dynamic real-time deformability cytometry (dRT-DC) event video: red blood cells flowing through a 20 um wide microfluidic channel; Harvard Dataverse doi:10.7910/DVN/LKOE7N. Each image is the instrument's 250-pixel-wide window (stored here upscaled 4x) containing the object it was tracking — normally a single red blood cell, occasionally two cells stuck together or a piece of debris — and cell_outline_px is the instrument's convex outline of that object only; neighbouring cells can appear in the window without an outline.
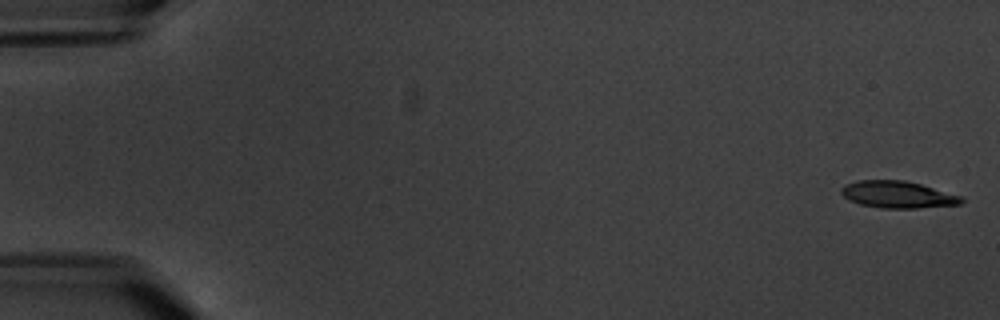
{"species": "common noctule bat (a hibernating species)", "species_latin": "Nyctalus noctula", "temperature_condition": "warm", "stored_images_in_passage": 6, "camera_frame_rate_fps": 3000, "um_per_image_px": 0.085, "animal": {"sex": "male", "body_mass_g": 20.1, "forearm_length_mm": 53.5}, "frame": {"image": 1, "passage_image": 1, "time_ms": 0.0, "image_size_px": [1000, 320], "cell_outline_px": [[964, 200], [960, 204], [916, 208], [880, 208], [860, 204], [848, 200], [840, 192], [840, 188], [844, 184], [856, 180], [904, 180], [920, 184], [964, 196]], "centroid_in_image_um": [76.28, 16.53], "position_along_channel_um": 8.7, "area_um2": 19.02}}
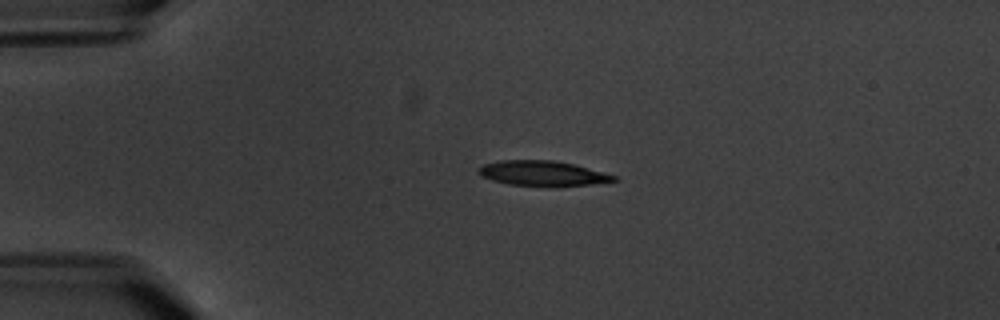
{"frame": {"image": 2, "passage_image": 5, "time_ms": 4.333, "image_size_px": [1000, 320], "cell_outline_px": [[616, 180], [592, 184], [508, 184], [492, 180], [480, 176], [476, 172], [484, 164], [500, 160], [552, 160], [572, 164], [616, 176]], "centroid_in_image_um": [46.01, 14.7], "position_along_channel_um": 39.0, "area_um2": 18.73}}